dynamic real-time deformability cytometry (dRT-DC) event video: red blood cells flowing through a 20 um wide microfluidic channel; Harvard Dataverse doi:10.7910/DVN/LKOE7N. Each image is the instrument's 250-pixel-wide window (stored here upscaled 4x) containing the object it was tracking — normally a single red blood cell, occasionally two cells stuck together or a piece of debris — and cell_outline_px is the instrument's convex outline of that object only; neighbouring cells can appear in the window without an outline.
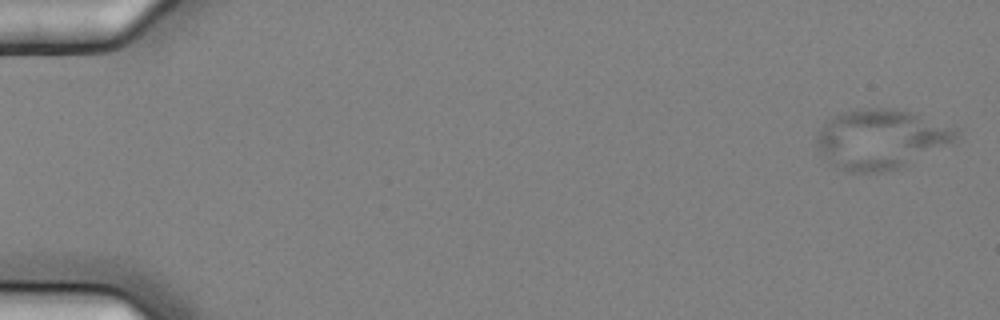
{"species": "common noctule bat (a hibernating species)", "species_latin": "Nyctalus noctula", "temperature_condition": "cold", "stored_images_in_passage": 13, "camera_frame_rate_fps": 3000, "um_per_image_px": 0.085, "animal": {"sex": "female", "body_mass_g": 25.1}, "frame": {"image": 1, "passage_image": 1, "time_ms": 0.0, "image_size_px": [1000, 320], "cell_outline_px": [[964, 128], [952, 144], [900, 168], [884, 172], [848, 172], [836, 168], [820, 152], [816, 144], [816, 136], [828, 120], [832, 116], [840, 112], [856, 108], [896, 108], [912, 112]], "centroid_in_image_um": [74.96, 11.8], "position_along_channel_um": 10.0, "area_um2": 49.48}}
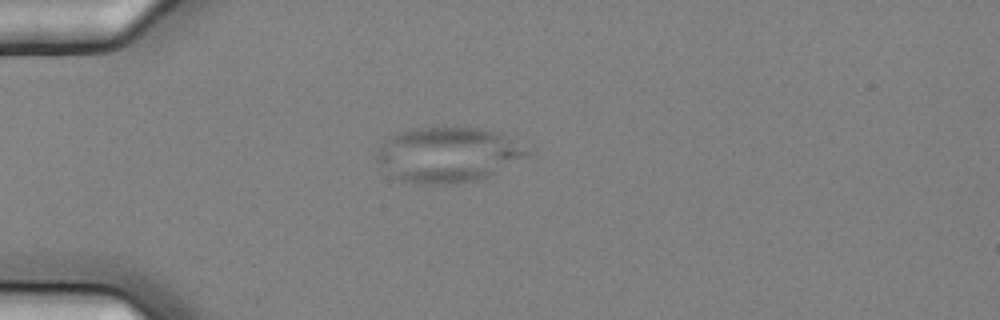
{"frame": {"image": 2, "passage_image": 4, "time_ms": 1.0, "image_size_px": [1000, 320], "cell_outline_px": [[532, 152], [528, 156], [488, 176], [476, 180], [452, 184], [416, 184], [400, 180], [392, 176], [376, 160], [376, 152], [396, 132], [408, 128], [444, 124], [484, 128], [500, 132]], "centroid_in_image_um": [38.07, 13.1], "position_along_channel_um": 46.9, "area_um2": 49.19}}
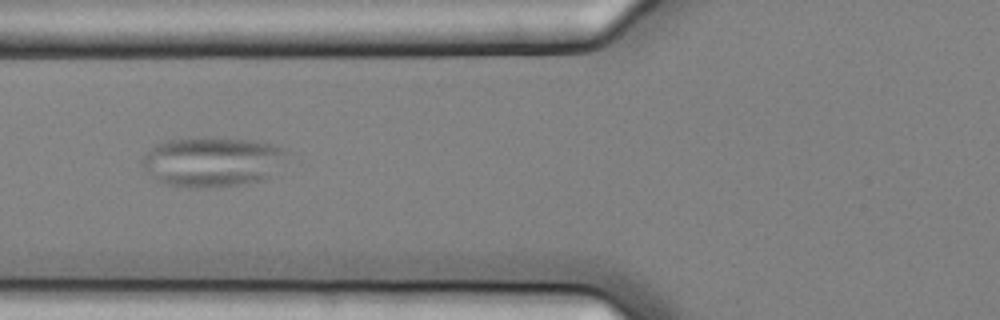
{"frame": {"image": 3, "passage_image": 6, "time_ms": 1.667, "image_size_px": [1000, 320], "cell_outline_px": [[284, 152], [268, 176], [264, 180], [208, 188], [188, 188], [164, 184], [152, 180], [140, 164], [140, 160], [152, 148], [168, 140], [248, 140], [268, 144], [284, 148]], "centroid_in_image_um": [17.88, 13.81], "position_along_channel_um": 107.9, "area_um2": 40.34}}